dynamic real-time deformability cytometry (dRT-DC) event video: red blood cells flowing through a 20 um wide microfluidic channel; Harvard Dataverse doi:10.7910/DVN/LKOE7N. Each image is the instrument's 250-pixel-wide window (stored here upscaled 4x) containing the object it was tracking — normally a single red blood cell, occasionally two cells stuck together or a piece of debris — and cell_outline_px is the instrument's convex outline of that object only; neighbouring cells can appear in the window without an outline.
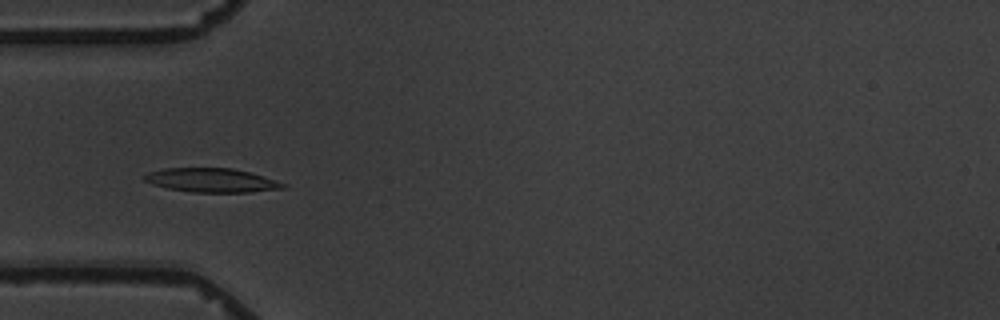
{"species": "common noctule bat (a hibernating species)", "species_latin": "Nyctalus noctula", "temperature_condition": "warm", "stored_images_in_passage": 1, "camera_frame_rate_fps": 3000, "um_per_image_px": 0.085, "animal": {"sex": "male", "body_mass_g": 19.5, "forearm_length_mm": 54.6}, "frame": {"image": 1, "passage_image": 1, "time_ms": 0.0, "image_size_px": [1000, 320], "cell_outline_px": [[288, 188], [248, 192], [192, 192], [168, 188], [152, 184], [144, 180], [140, 176], [148, 172], [164, 168], [232, 168], [248, 172], [276, 180], [288, 184]], "centroid_in_image_um": [17.98, 15.32], "position_along_channel_um": 67.0, "area_um2": 19.42}}